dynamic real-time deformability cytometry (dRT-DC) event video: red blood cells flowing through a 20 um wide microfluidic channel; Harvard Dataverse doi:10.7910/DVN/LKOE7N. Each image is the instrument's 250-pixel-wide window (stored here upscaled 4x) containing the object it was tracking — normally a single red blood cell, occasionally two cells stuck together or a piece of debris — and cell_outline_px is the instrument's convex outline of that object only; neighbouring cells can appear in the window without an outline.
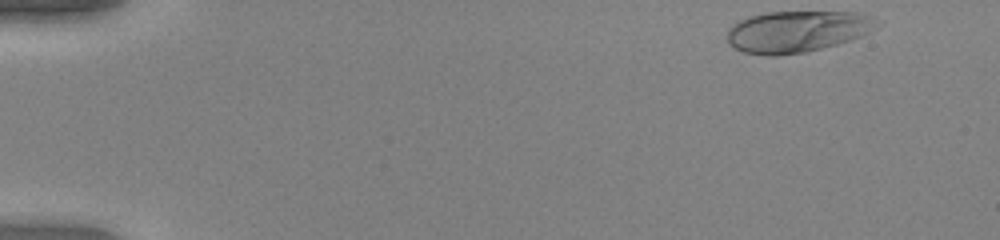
{"species": "human", "species_latin": "Homo sapiens", "temperature_condition": "warm", "stored_images_in_passage": 47, "camera_frame_rate_fps": 3000, "um_per_image_px": 0.085, "donor": {"sex": "female"}, "frame": {"image": 1, "passage_image": 1, "time_ms": 0.0, "image_size_px": [1000, 240], "cell_outline_px": [[880, 24], [876, 28], [860, 36], [836, 44], [808, 52], [776, 56], [768, 56], [744, 52], [728, 44], [728, 28], [732, 24], [748, 16], [764, 12], [856, 12], [880, 20]], "centroid_in_image_um": [67.73, 2.67], "position_along_channel_um": 17.3, "area_um2": 36.3}}
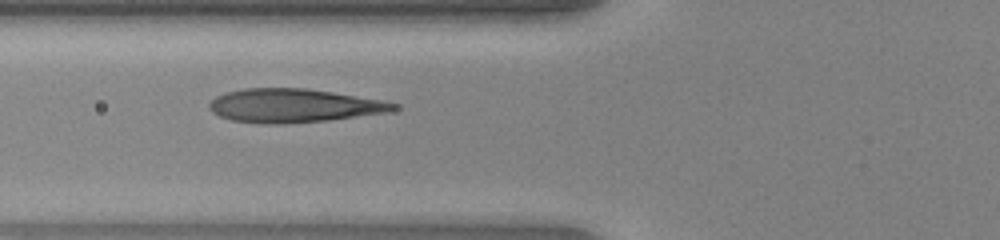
{"frame": {"image": 2, "passage_image": 17, "time_ms": 5.333, "image_size_px": [1000, 240], "cell_outline_px": [[400, 108], [388, 112], [328, 120], [280, 124], [268, 124], [232, 120], [220, 116], [212, 112], [208, 108], [208, 104], [216, 96], [228, 92], [244, 88], [304, 88], [332, 92], [384, 100], [400, 104]], "centroid_in_image_um": [24.99, 8.97], "position_along_channel_um": 100.8, "area_um2": 36.07}}
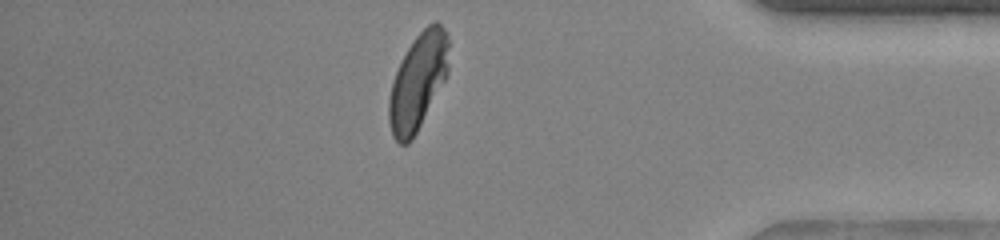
{"frame": {"image": 3, "passage_image": 41, "time_ms": 13.333, "image_size_px": [1000, 240], "cell_outline_px": [[448, 72], [444, 80], [412, 140], [408, 144], [400, 144], [392, 136], [388, 120], [388, 100], [392, 80], [412, 40], [428, 24], [436, 20], [448, 32]], "centroid_in_image_um": [35.51, 6.93], "position_along_channel_um": 399.7, "area_um2": 33.35}, "authors_computed_cell_mechanics": {"area_um2": 35.3158, "velocity_mm_per_s": 4.0703, "shape_relaxation_time_tau1_ms": 4.0079, "shape_relaxation_time_tau2_ms": null, "deformation_change_tau1": 0.2273, "deformation_change_tau2": null}}